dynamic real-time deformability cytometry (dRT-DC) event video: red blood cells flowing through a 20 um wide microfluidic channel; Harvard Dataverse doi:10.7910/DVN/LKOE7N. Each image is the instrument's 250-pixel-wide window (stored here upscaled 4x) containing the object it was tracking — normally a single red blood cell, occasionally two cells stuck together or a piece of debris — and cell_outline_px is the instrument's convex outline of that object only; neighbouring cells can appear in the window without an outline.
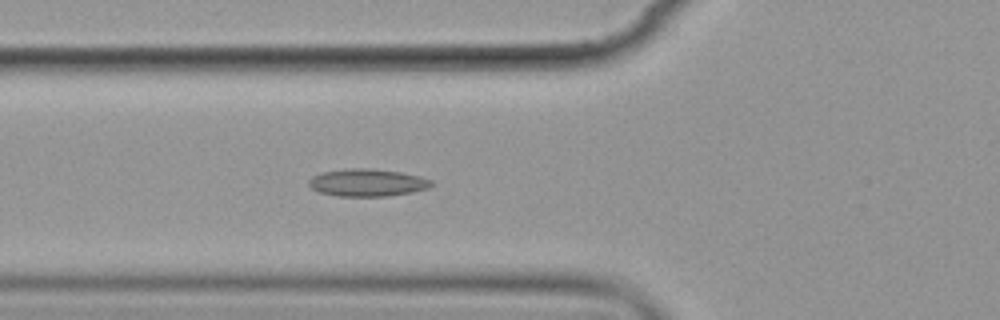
{"species": "common noctule bat (a hibernating species)", "species_latin": "Nyctalus noctula", "temperature_condition": "cold", "stored_images_in_passage": 6, "camera_frame_rate_fps": 3000, "um_per_image_px": 0.085, "animal": {"sex": "female", "body_mass_g": 19.9}, "frame": {"image": 1, "passage_image": 6, "time_ms": 6.667, "image_size_px": [1000, 320], "cell_outline_px": [[432, 184], [428, 188], [412, 192], [388, 196], [336, 196], [320, 192], [312, 188], [308, 184], [308, 180], [312, 176], [320, 172], [352, 168], [368, 168], [400, 172], [420, 176], [432, 180]], "centroid_in_image_um": [31.2, 15.52], "position_along_channel_um": 94.6, "area_um2": 19.59}}